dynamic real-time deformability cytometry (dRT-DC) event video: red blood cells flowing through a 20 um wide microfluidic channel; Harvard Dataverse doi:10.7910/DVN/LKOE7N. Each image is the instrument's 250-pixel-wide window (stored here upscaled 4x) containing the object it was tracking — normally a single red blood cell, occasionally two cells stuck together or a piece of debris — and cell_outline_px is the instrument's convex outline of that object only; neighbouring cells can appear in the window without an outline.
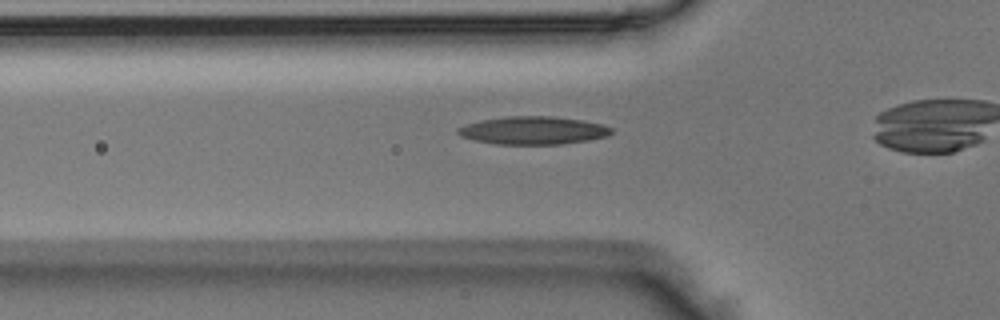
{"species": "Egyptian fruit bat (a non-hibernating species)", "species_latin": "Rousettus aegyptiacus", "temperature_condition": "room temperature", "stored_images_in_passage": 31, "camera_frame_rate_fps": 3000, "um_per_image_px": 0.085, "animal": {"sex": "male"}, "frame": {"image": 1, "passage_image": 7, "time_ms": 2.0, "image_size_px": [1000, 320], "cell_outline_px": [[612, 132], [608, 136], [588, 140], [564, 144], [496, 144], [476, 140], [460, 136], [456, 132], [456, 128], [480, 120], [508, 116], [552, 116], [580, 120], [600, 124], [612, 128]], "centroid_in_image_um": [45.3, 11.09], "position_along_channel_um": 80.5, "area_um2": 24.85}}
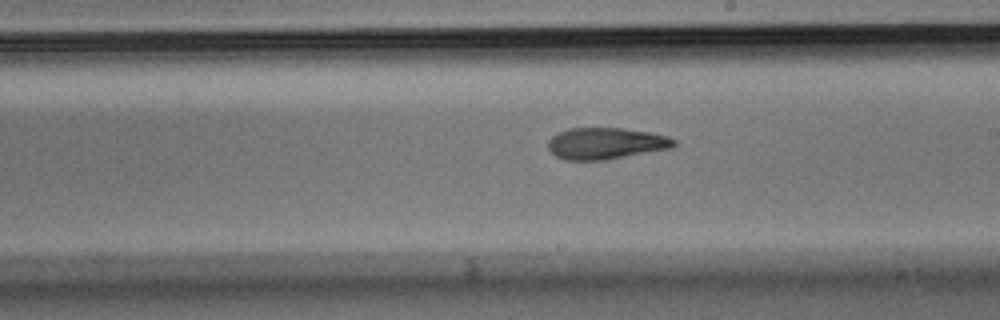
{"frame": {"image": 2, "passage_image": 19, "time_ms": 6.0, "image_size_px": [1000, 320], "cell_outline_px": [[676, 144], [672, 148], [608, 160], [564, 160], [556, 156], [548, 148], [548, 140], [556, 132], [568, 128], [624, 128], [652, 132], [668, 136], [676, 140]], "centroid_in_image_um": [51.51, 12.19], "position_along_channel_um": 237.5, "area_um2": 23.52}}
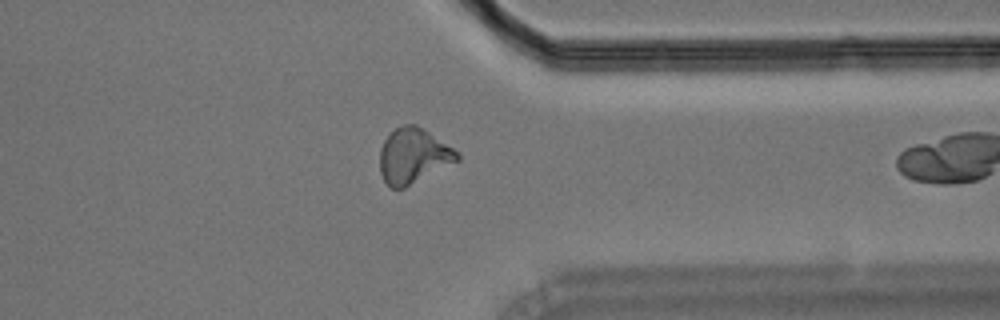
{"frame": {"image": 3, "passage_image": 30, "time_ms": 9.667, "image_size_px": [1000, 320], "cell_outline_px": [[460, 160], [404, 188], [392, 188], [384, 180], [380, 172], [380, 148], [384, 140], [396, 128], [404, 124], [416, 124], [460, 152]], "centroid_in_image_um": [35.15, 13.25], "position_along_channel_um": 376.3, "area_um2": 24.74}}